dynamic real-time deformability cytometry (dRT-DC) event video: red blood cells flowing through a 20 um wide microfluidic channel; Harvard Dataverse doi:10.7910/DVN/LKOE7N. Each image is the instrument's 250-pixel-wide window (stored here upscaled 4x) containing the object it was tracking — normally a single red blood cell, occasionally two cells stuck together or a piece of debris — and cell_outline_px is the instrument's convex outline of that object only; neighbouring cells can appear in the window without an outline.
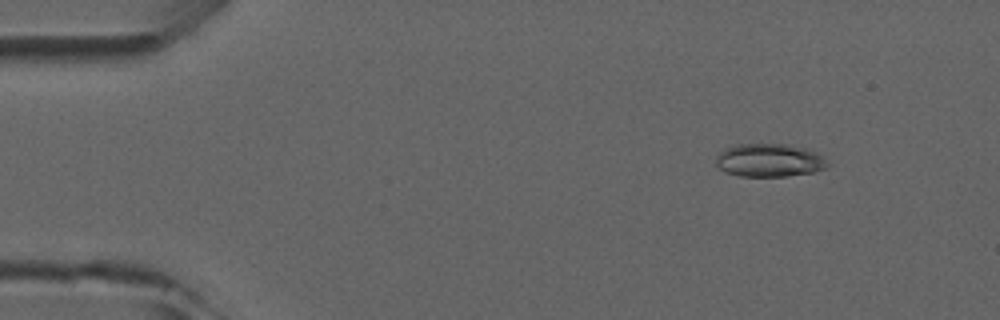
{"species": "common noctule bat (a hibernating species)", "species_latin": "Nyctalus noctula", "temperature_condition": "room temperature", "stored_images_in_passage": 7, "camera_frame_rate_fps": 3000, "um_per_image_px": 0.085, "animal": {"sex": "male", "forearm_length_mm": 52.5}, "frame": {"image": 1, "passage_image": 2, "time_ms": 1.333, "image_size_px": [1000, 320], "cell_outline_px": [[828, 168], [812, 172], [788, 176], [740, 176], [724, 172], [716, 164], [716, 156], [724, 148], [732, 144], [788, 144], [808, 148], [820, 156], [828, 164]], "centroid_in_image_um": [65.35, 13.62], "position_along_channel_um": 19.6, "area_um2": 21.68}}
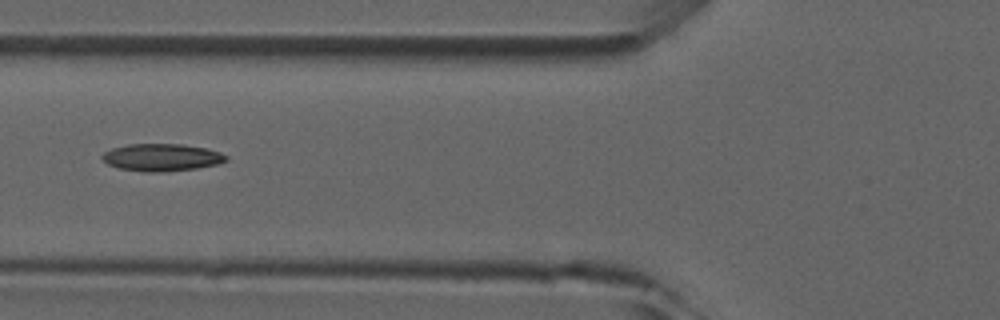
{"frame": {"image": 2, "passage_image": 6, "time_ms": 5.667, "image_size_px": [1000, 320], "cell_outline_px": [[228, 160], [216, 164], [196, 168], [168, 172], [148, 172], [120, 168], [108, 164], [100, 156], [104, 152], [112, 148], [128, 144], [184, 144], [204, 148], [220, 152], [228, 156]], "centroid_in_image_um": [13.75, 13.37], "position_along_channel_um": 112.1, "area_um2": 19.71}}
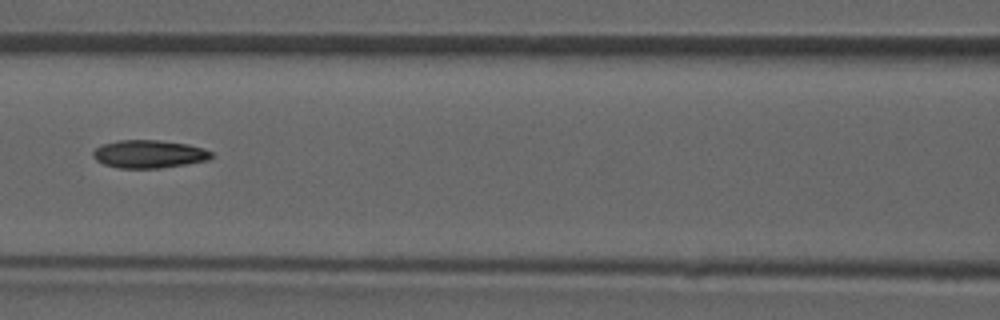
{"frame": {"image": 3, "passage_image": 7, "time_ms": 6.667, "image_size_px": [1000, 320], "cell_outline_px": [[212, 156], [208, 160], [160, 168], [116, 168], [104, 164], [96, 160], [92, 156], [92, 152], [96, 148], [104, 144], [120, 140], [156, 140], [188, 144], [204, 148], [212, 152]], "centroid_in_image_um": [12.65, 13.09], "position_along_channel_um": 153.9, "area_um2": 19.19}}